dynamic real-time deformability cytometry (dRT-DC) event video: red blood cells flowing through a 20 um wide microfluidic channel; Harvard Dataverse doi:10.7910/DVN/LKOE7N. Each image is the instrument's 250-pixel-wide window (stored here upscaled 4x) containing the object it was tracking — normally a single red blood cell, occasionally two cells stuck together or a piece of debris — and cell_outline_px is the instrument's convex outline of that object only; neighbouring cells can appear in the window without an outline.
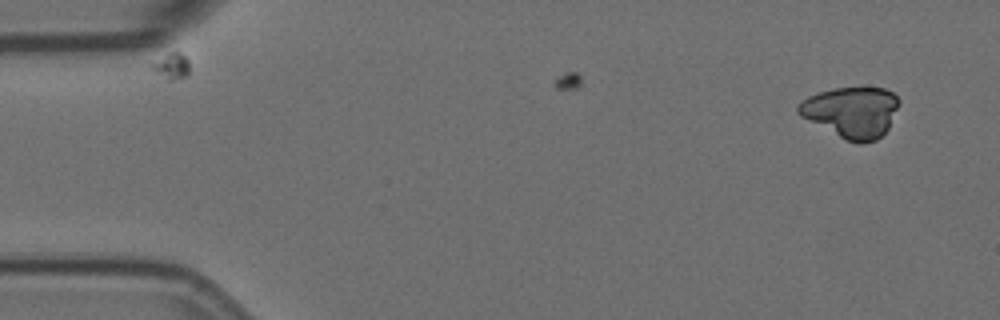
{"species": "Egyptian fruit bat (a non-hibernating species)", "species_latin": "Rousettus aegyptiacus", "temperature_condition": "room temperature", "stored_images_in_passage": 3, "camera_frame_rate_fps": 3000, "um_per_image_px": 0.085, "animal": {"sex": "female"}, "frame": {"image": 1, "passage_image": 1, "time_ms": 0.0, "image_size_px": [1000, 320], "cell_outline_px": [[900, 104], [888, 128], [876, 140], [860, 144], [848, 140], [800, 116], [796, 112], [796, 108], [808, 96], [832, 88], [884, 88], [892, 92], [900, 100]], "centroid_in_image_um": [72.4, 9.52], "position_along_channel_um": 12.6, "area_um2": 29.48}}